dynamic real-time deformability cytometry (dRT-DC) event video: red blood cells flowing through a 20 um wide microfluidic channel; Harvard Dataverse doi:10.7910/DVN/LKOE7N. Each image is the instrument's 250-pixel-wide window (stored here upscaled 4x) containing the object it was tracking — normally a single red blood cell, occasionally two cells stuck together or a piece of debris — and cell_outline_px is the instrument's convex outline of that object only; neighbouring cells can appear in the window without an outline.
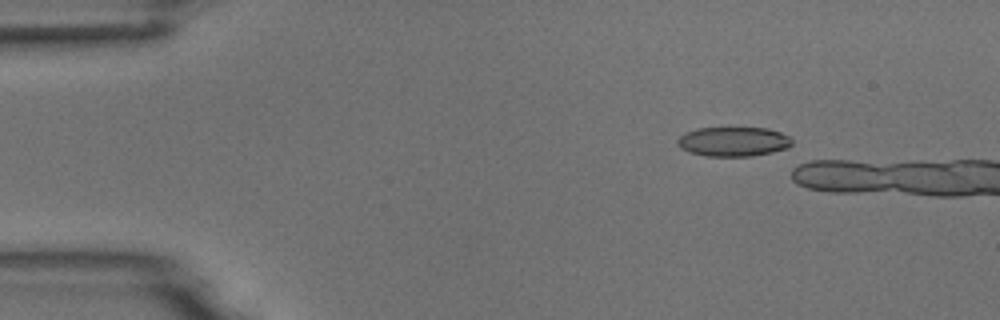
{"species": "common noctule bat (a hibernating species)", "species_latin": "Nyctalus noctula", "temperature_condition": "room temperature", "stored_images_in_passage": 4, "camera_frame_rate_fps": 3000, "um_per_image_px": 0.085, "animal": {"sex": "male", "body_mass_g": 18.8}, "frame": {"image": 1, "passage_image": 3, "time_ms": 0.667, "image_size_px": [1000, 320], "cell_outline_px": [[792, 144], [788, 148], [772, 152], [752, 156], [704, 156], [688, 152], [680, 148], [676, 140], [680, 136], [696, 128], [768, 128], [780, 132], [788, 136], [792, 140]], "centroid_in_image_um": [62.33, 12.04], "position_along_channel_um": 22.7, "area_um2": 19.71}}